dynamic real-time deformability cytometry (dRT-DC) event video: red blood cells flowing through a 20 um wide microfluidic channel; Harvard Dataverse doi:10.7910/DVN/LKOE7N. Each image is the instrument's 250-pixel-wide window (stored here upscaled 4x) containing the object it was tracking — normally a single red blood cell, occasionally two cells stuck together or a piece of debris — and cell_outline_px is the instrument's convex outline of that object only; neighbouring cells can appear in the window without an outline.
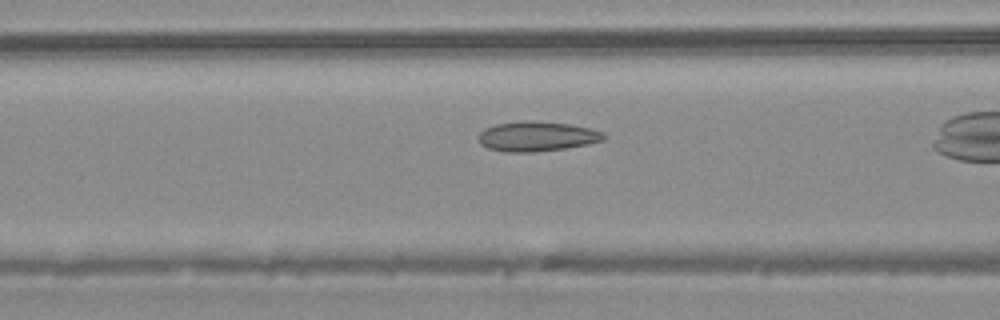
{"species": "common noctule bat (a hibernating species)", "species_latin": "Nyctalus noctula", "temperature_condition": "warm", "stored_images_in_passage": 15, "camera_frame_rate_fps": 3000, "um_per_image_px": 0.085, "animal": {"sex": "male", "body_mass_g": 20.4}, "frame": {"image": 1, "passage_image": 13, "time_ms": 4.0, "image_size_px": [1000, 320], "cell_outline_px": [[608, 136], [604, 140], [588, 144], [568, 148], [536, 152], [504, 152], [488, 148], [480, 144], [476, 140], [476, 136], [484, 128], [496, 124], [524, 120], [532, 120], [568, 124], [588, 128], [604, 132]], "centroid_in_image_um": [45.61, 11.6], "position_along_channel_um": 121.0, "area_um2": 22.2}}